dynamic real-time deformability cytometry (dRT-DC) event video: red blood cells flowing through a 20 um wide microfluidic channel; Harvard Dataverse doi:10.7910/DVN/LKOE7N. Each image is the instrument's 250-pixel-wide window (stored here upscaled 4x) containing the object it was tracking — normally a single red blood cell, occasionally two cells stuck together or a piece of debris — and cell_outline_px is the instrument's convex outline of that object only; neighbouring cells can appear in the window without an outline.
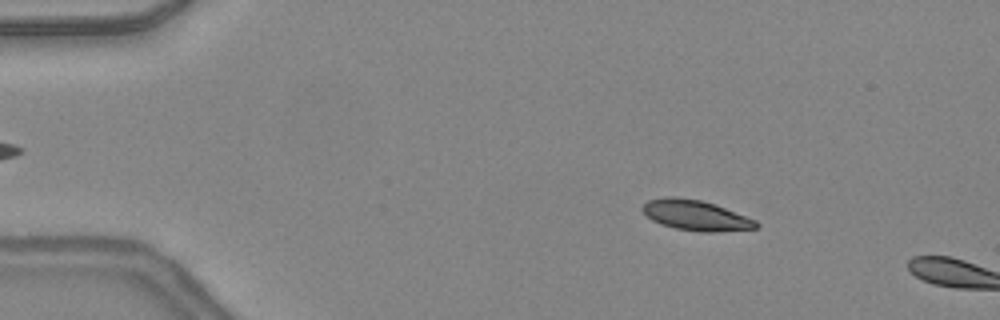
{"species": "common noctule bat (a hibernating species)", "species_latin": "Nyctalus noctula", "temperature_condition": "warm", "stored_images_in_passage": 9, "camera_frame_rate_fps": 3000, "um_per_image_px": 0.085, "animal": {"sex": "female", "body_mass_g": 24.6, "forearm_length_mm": 56.2}, "frame": {"image": 1, "passage_image": 7, "time_ms": 2.0, "image_size_px": [1000, 320], "cell_outline_px": [[760, 224], [756, 228], [716, 232], [700, 232], [676, 228], [660, 224], [652, 220], [640, 208], [648, 200], [668, 196], [676, 196], [700, 200], [716, 204], [756, 220]], "centroid_in_image_um": [59.14, 18.29], "position_along_channel_um": 25.9, "area_um2": 20.11}}